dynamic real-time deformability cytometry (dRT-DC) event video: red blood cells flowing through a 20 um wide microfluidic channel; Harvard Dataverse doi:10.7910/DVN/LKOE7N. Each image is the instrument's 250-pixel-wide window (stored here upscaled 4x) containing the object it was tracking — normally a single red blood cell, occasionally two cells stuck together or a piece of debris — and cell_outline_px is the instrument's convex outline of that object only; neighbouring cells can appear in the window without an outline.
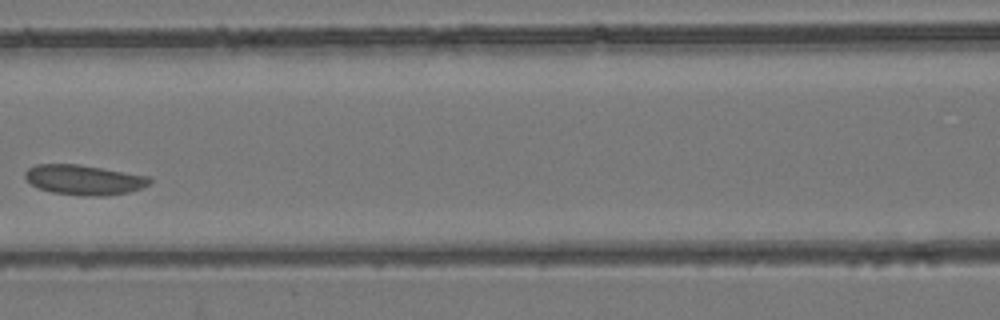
{"species": "common noctule bat (a hibernating species)", "species_latin": "Nyctalus noctula", "temperature_condition": "room temperature", "stored_images_in_passage": 9, "camera_frame_rate_fps": 3000, "um_per_image_px": 0.085, "animal": {"sex": "female", "body_mass_g": 24.6, "forearm_length_mm": 56.2}, "frame": {"image": 1, "passage_image": 7, "time_ms": 8.0, "image_size_px": [1000, 320], "cell_outline_px": [[152, 180], [148, 184], [140, 188], [128, 192], [108, 196], [84, 196], [52, 192], [40, 188], [32, 184], [24, 176], [24, 172], [28, 168], [36, 164], [80, 164], [152, 176]], "centroid_in_image_um": [7.17, 15.27], "position_along_channel_um": 159.4, "area_um2": 21.91}}
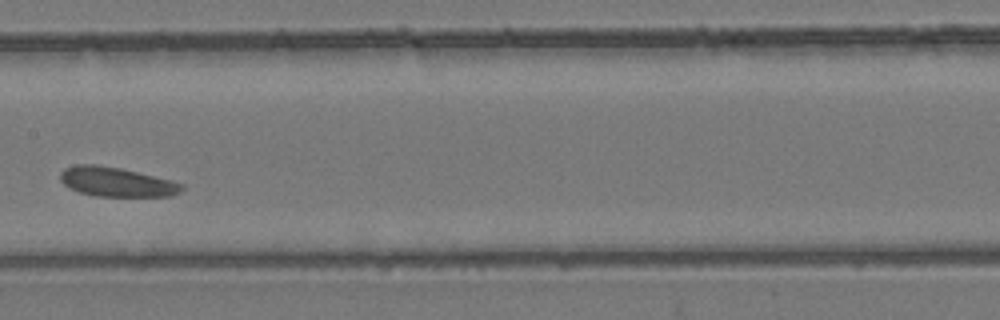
{"frame": {"image": 2, "passage_image": 8, "time_ms": 9.0, "image_size_px": [1000, 320], "cell_outline_px": [[184, 188], [180, 192], [172, 196], [96, 196], [80, 192], [64, 184], [60, 180], [60, 172], [64, 168], [76, 164], [96, 164], [120, 168], [172, 180], [184, 184]], "centroid_in_image_um": [9.92, 15.46], "position_along_channel_um": 197.5, "area_um2": 20.81}}
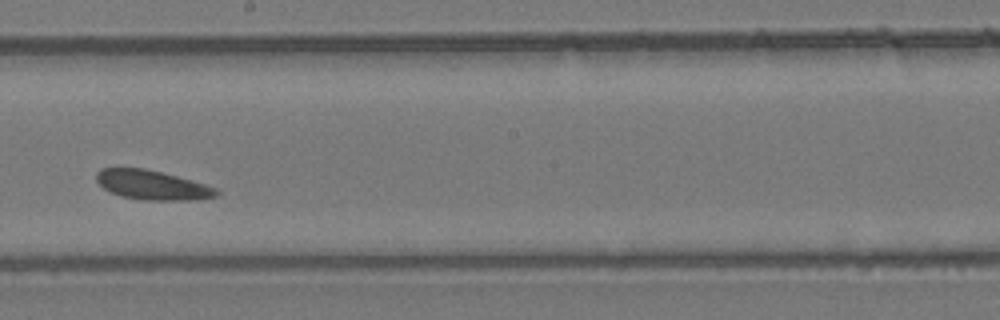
{"frame": {"image": 3, "passage_image": 9, "time_ms": 10.0, "image_size_px": [1000, 320], "cell_outline_px": [[220, 192], [216, 196], [200, 200], [144, 200], [124, 196], [112, 192], [104, 188], [96, 180], [96, 172], [100, 168], [144, 168], [192, 180], [216, 188]], "centroid_in_image_um": [12.96, 15.73], "position_along_channel_um": 235.2, "area_um2": 20.4}}